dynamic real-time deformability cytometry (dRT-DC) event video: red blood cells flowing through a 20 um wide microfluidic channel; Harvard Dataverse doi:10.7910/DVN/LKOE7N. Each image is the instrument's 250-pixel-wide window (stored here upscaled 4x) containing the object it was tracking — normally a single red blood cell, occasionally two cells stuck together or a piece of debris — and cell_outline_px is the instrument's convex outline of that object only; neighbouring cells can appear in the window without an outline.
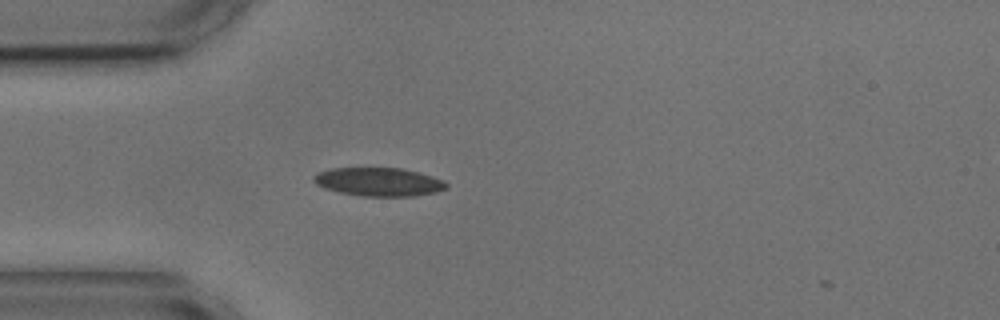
{"species": "common noctule bat (a hibernating species)", "species_latin": "Nyctalus noctula", "temperature_condition": "cold", "stored_images_in_passage": 39, "camera_frame_rate_fps": 3000, "um_per_image_px": 0.085, "animal": {"sex": "male", "body_mass_g": 17.9, "forearm_length_mm": 54.2}, "frame": {"image": 1, "passage_image": 2, "time_ms": 0.333, "image_size_px": [1000, 320], "cell_outline_px": [[448, 188], [436, 192], [416, 196], [364, 196], [340, 192], [324, 188], [316, 184], [312, 180], [312, 176], [320, 172], [332, 168], [400, 168], [432, 176], [444, 180], [448, 184]], "centroid_in_image_um": [32.21, 15.46], "position_along_channel_um": 52.8, "area_um2": 21.96}}
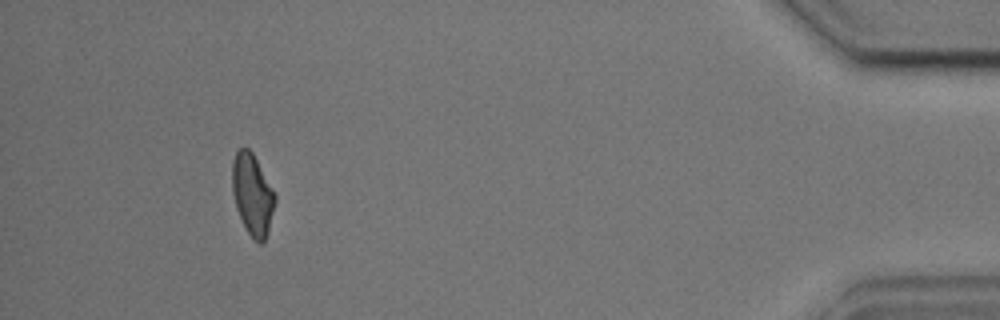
{"frame": {"image": 2, "passage_image": 38, "time_ms": 12.333, "image_size_px": [1000, 320], "cell_outline_px": [[276, 200], [268, 232], [264, 240], [260, 244], [248, 232], [236, 208], [232, 192], [232, 160], [236, 152], [240, 148], [248, 148], [252, 152], [272, 188], [276, 196]], "centroid_in_image_um": [21.45, 16.51], "position_along_channel_um": 413.8, "area_um2": 19.94}}